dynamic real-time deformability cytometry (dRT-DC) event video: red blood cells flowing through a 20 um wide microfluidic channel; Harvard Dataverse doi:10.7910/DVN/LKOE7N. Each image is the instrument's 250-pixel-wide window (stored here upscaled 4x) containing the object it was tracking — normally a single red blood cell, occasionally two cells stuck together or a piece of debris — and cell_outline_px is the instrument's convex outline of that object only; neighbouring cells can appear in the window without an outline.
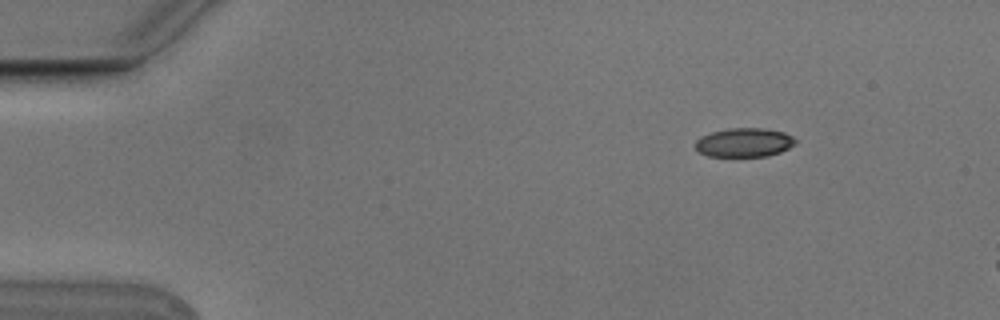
{"species": "Egyptian fruit bat (a non-hibernating species)", "species_latin": "Rousettus aegyptiacus", "temperature_condition": "cold", "stored_images_in_passage": 3, "camera_frame_rate_fps": 3000, "um_per_image_px": 0.085, "animal": {"sex": "male"}, "frame": {"image": 1, "passage_image": 1, "time_ms": 0.0, "image_size_px": [1000, 320], "cell_outline_px": [[796, 144], [780, 152], [768, 156], [708, 156], [700, 152], [696, 148], [696, 140], [700, 136], [712, 132], [728, 128], [760, 128], [784, 132], [792, 136], [796, 140]], "centroid_in_image_um": [63.26, 12.11], "position_along_channel_um": 21.7, "area_um2": 16.82}}